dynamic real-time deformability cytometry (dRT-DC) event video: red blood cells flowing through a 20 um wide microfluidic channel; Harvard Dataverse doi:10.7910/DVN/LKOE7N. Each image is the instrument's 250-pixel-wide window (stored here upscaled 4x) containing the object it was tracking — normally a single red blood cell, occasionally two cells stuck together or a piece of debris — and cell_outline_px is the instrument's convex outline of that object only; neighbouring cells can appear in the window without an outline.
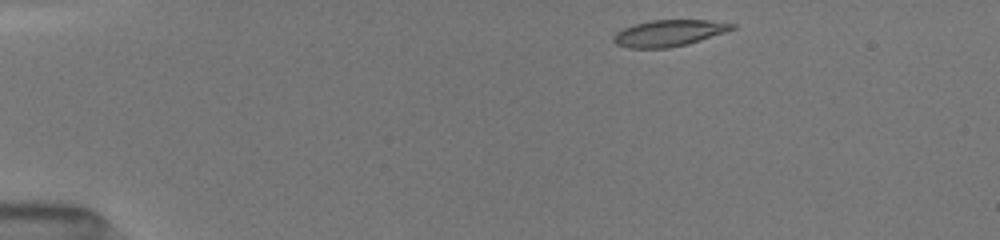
{"species": "common noctule bat (a hibernating species)", "species_latin": "Nyctalus noctula", "temperature_condition": "room temperature", "stored_images_in_passage": 7, "camera_frame_rate_fps": 3000, "um_per_image_px": 0.085, "animal": {"sex": "female", "body_mass_g": 19.5, "forearm_length_mm": 54.1}, "frame": {"image": 1, "passage_image": 1, "time_ms": 0.0, "image_size_px": [1000, 240], "cell_outline_px": [[736, 28], [688, 44], [668, 48], [628, 48], [616, 44], [612, 40], [612, 36], [616, 32], [632, 24], [648, 20], [708, 20], [736, 24]], "centroid_in_image_um": [56.81, 2.81], "position_along_channel_um": 28.2, "area_um2": 18.32}}
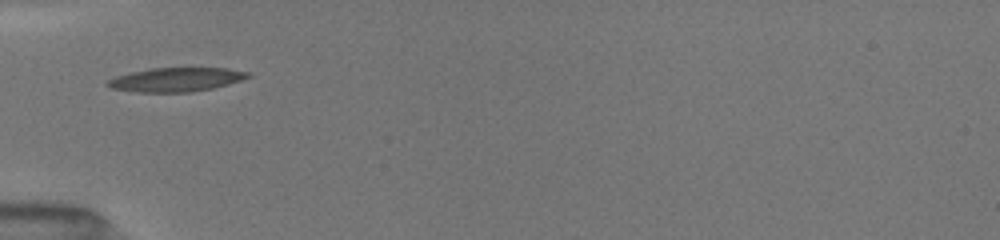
{"frame": {"image": 2, "passage_image": 6, "time_ms": 3.0, "image_size_px": [1000, 240], "cell_outline_px": [[252, 76], [228, 84], [212, 88], [188, 92], [136, 92], [112, 88], [104, 84], [108, 80], [116, 76], [132, 72], [152, 68], [228, 68], [252, 72]], "centroid_in_image_um": [14.99, 6.76], "position_along_channel_um": 70.0, "area_um2": 19.54}}